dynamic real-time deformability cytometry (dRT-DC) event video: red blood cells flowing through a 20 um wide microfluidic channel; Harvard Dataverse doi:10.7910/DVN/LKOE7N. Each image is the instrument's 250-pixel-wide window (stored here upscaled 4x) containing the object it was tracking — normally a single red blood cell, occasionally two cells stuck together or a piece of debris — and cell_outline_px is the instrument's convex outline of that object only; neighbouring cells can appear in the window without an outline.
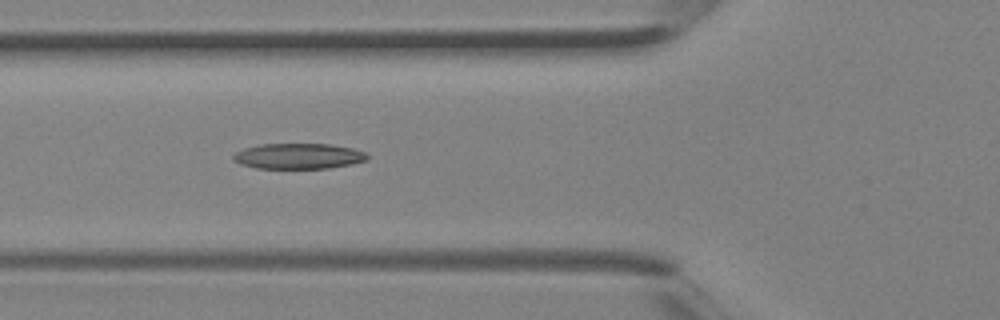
{"species": "Egyptian fruit bat (a non-hibernating species)", "species_latin": "Rousettus aegyptiacus", "temperature_condition": "room temperature", "stored_images_in_passage": 28, "camera_frame_rate_fps": 3000, "um_per_image_px": 0.085, "animal": {"sex": "female"}, "frame": {"image": 1, "passage_image": 6, "time_ms": 1.667, "image_size_px": [1000, 320], "cell_outline_px": [[368, 160], [352, 164], [328, 168], [256, 168], [240, 164], [232, 160], [232, 156], [236, 152], [244, 148], [260, 144], [328, 144], [352, 148], [364, 152], [368, 156]], "centroid_in_image_um": [25.35, 13.27], "position_along_channel_um": 100.5, "area_um2": 19.94}}
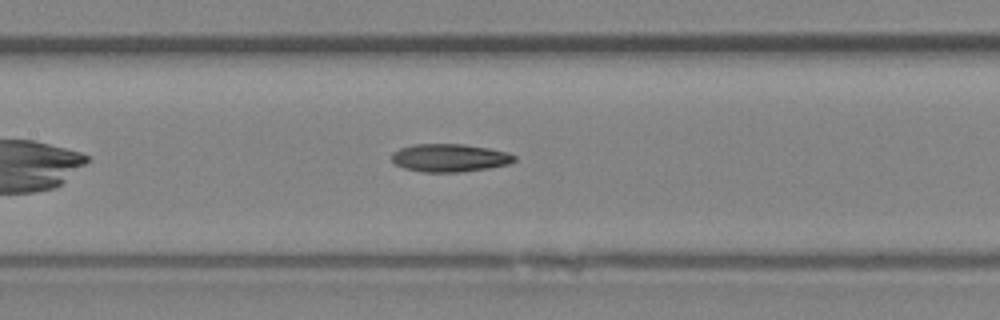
{"frame": {"image": 2, "passage_image": 10, "time_ms": 3.0, "image_size_px": [1000, 320], "cell_outline_px": [[516, 160], [508, 164], [488, 168], [460, 172], [424, 172], [404, 168], [396, 164], [392, 160], [392, 152], [400, 148], [412, 144], [464, 144], [488, 148], [508, 152], [516, 156]], "centroid_in_image_um": [38.22, 13.41], "position_along_channel_um": 169.2, "area_um2": 20.0}}
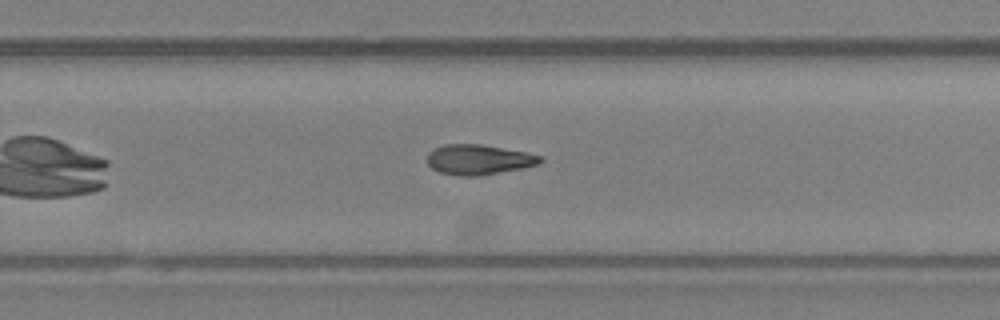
{"frame": {"image": 3, "passage_image": 17, "time_ms": 5.333, "image_size_px": [1000, 320], "cell_outline_px": [[544, 160], [540, 164], [524, 168], [476, 176], [464, 176], [440, 172], [432, 168], [428, 164], [428, 152], [432, 148], [444, 144], [480, 144], [524, 152], [540, 156]], "centroid_in_image_um": [40.67, 13.56], "position_along_channel_um": 289.1, "area_um2": 19.71}}